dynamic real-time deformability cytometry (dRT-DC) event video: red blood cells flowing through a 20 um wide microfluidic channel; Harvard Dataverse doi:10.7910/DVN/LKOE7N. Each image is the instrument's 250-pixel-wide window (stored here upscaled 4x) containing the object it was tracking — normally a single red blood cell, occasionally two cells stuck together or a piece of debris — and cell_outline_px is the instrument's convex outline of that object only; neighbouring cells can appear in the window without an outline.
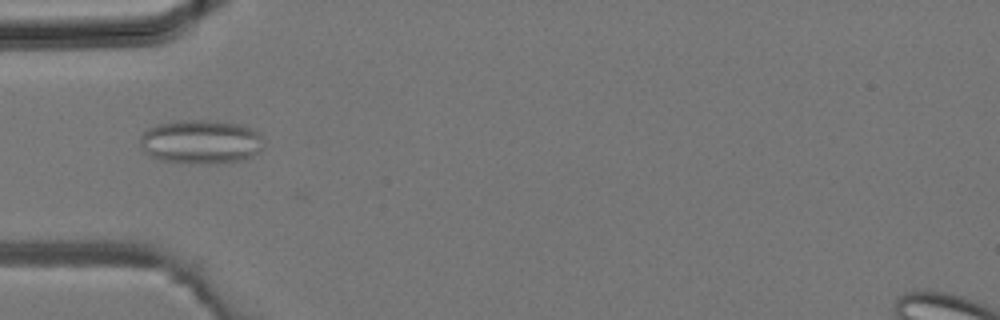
{"species": "common noctule bat (a hibernating species)", "species_latin": "Nyctalus noctula", "temperature_condition": "room temperature", "stored_images_in_passage": 28, "camera_frame_rate_fps": 3000, "um_per_image_px": 0.085, "animal": {"sex": "male", "body_mass_g": 19.2, "forearm_length_mm": 51.8}, "frame": {"image": 1, "passage_image": 3, "time_ms": 0.667, "image_size_px": [1000, 320], "cell_outline_px": [[264, 148], [260, 152], [252, 156], [240, 160], [208, 164], [196, 164], [160, 160], [148, 156], [144, 152], [140, 144], [140, 136], [148, 128], [156, 124], [172, 120], [208, 120], [244, 124], [252, 128], [260, 136]], "centroid_in_image_um": [17.05, 12.04], "position_along_channel_um": 68.0, "area_um2": 32.19}}
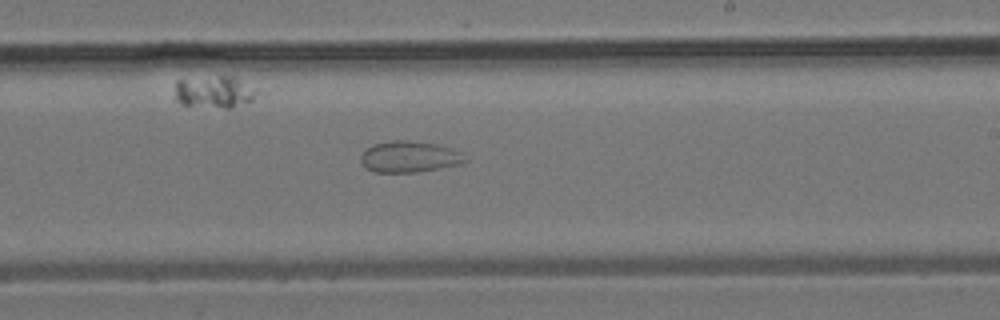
{"frame": {"image": 2, "passage_image": 13, "time_ms": 4.0, "image_size_px": [1000, 320], "cell_outline_px": [[468, 160], [460, 164], [440, 168], [416, 172], [372, 172], [360, 160], [360, 156], [372, 144], [388, 140], [408, 140], [440, 144], [452, 148], [460, 152]], "centroid_in_image_um": [34.81, 13.31], "position_along_channel_um": 254.2, "area_um2": 19.07}}
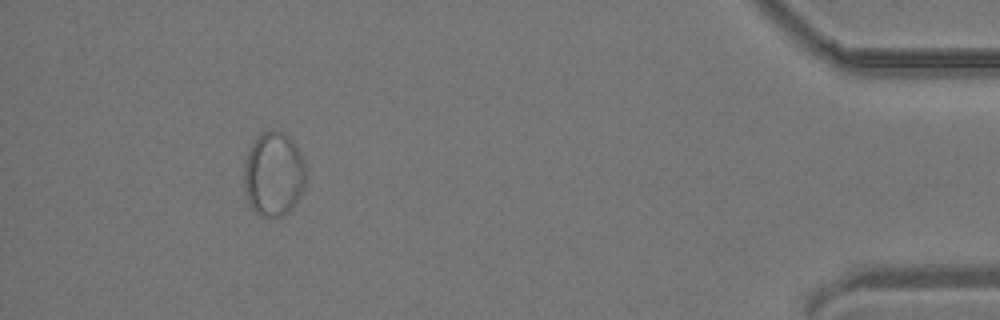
{"frame": {"image": 3, "passage_image": 25, "time_ms": 8.0, "image_size_px": [1000, 320], "cell_outline_px": [[304, 188], [300, 196], [292, 208], [288, 212], [280, 216], [260, 216], [252, 208], [248, 200], [244, 188], [244, 164], [248, 152], [252, 144], [264, 132], [272, 128], [284, 132], [292, 140], [300, 152], [304, 160]], "centroid_in_image_um": [23.26, 14.79], "position_along_channel_um": 411.9, "area_um2": 30.23}}